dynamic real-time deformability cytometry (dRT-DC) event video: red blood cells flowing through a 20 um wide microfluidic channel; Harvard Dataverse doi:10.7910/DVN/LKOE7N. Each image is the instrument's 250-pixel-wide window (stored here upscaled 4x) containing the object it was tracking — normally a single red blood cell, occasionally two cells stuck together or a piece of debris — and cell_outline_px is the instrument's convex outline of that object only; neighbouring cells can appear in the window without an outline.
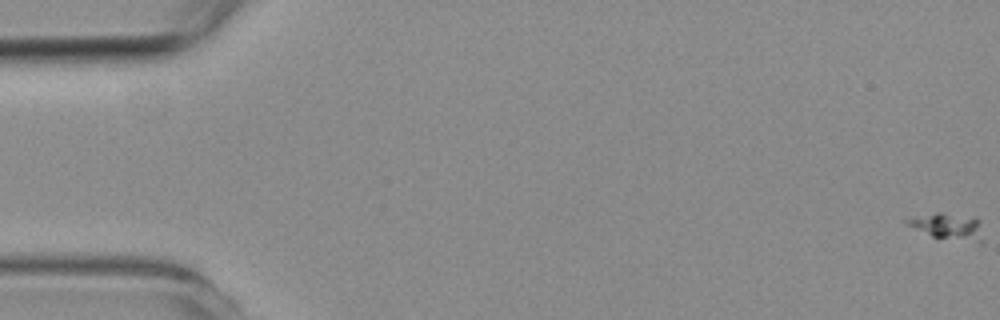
{"species": "common noctule bat (a hibernating species)", "species_latin": "Nyctalus noctula", "temperature_condition": "room temperature", "stored_images_in_passage": 9, "camera_frame_rate_fps": 3000, "um_per_image_px": 0.085, "animal": {"sex": "female", "body_mass_g": 19.3, "forearm_length_mm": 54.1}, "frame": {"image": 1, "passage_image": 1, "time_ms": 0.0, "image_size_px": [1000, 320], "cell_outline_px": [[984, 244], [980, 244], [932, 236], [904, 224], [904, 220], [912, 216], [936, 212], [944, 212], [976, 216], [980, 220]], "centroid_in_image_um": [80.63, 19.23], "position_along_channel_um": 4.4, "area_um2": 12.37}}
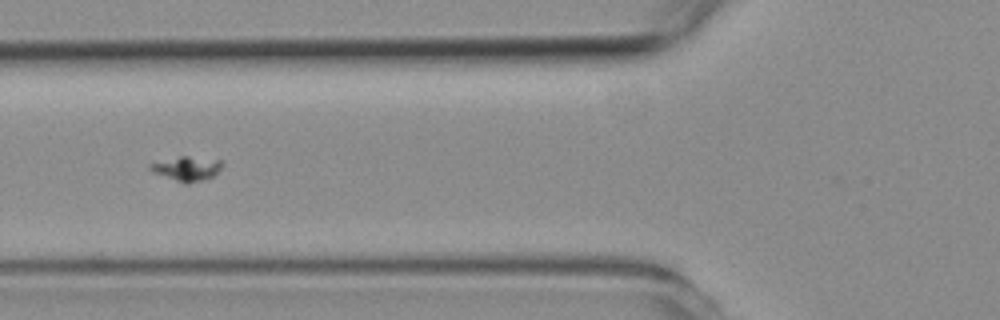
{"frame": {"image": 2, "passage_image": 7, "time_ms": 7.0, "image_size_px": [1000, 320], "cell_outline_px": [[224, 164], [212, 176], [188, 184], [184, 184], [152, 172], [148, 168], [148, 164], [180, 156], [188, 156], [220, 160]], "centroid_in_image_um": [15.83, 14.33], "position_along_channel_um": 110.0, "area_um2": 10.12}}
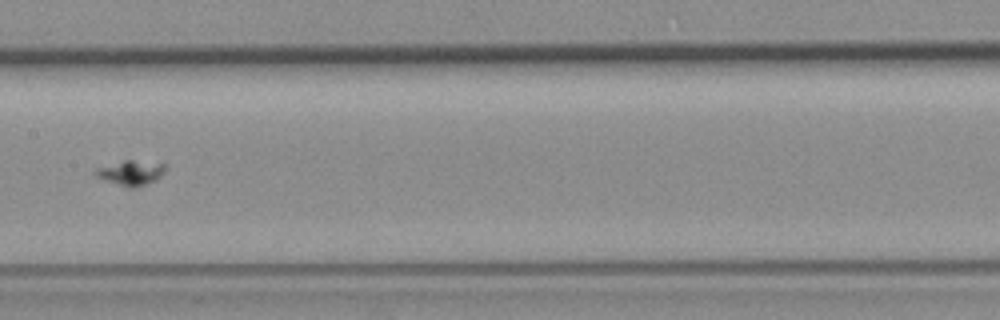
{"frame": {"image": 3, "passage_image": 9, "time_ms": 9.333, "image_size_px": [1000, 320], "cell_outline_px": [[168, 164], [164, 172], [156, 180], [148, 184], [136, 188], [128, 188], [96, 176], [96, 168], [124, 160], [132, 160]], "centroid_in_image_um": [11.18, 14.69], "position_along_channel_um": 196.2, "area_um2": 10.06}}